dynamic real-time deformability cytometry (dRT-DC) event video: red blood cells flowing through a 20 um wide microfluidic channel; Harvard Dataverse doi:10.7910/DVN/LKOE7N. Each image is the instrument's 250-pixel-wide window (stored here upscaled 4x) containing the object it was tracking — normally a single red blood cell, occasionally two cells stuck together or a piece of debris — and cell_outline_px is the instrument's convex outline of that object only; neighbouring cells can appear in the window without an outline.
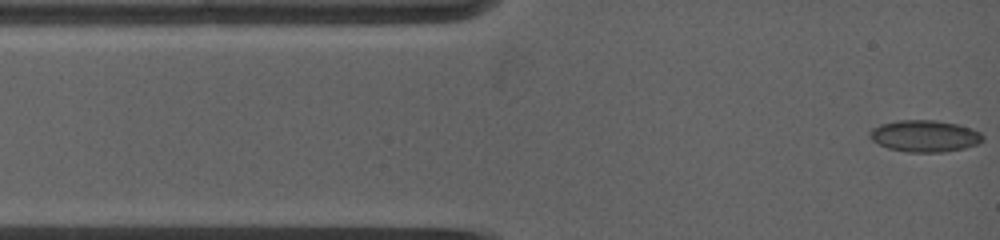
{"species": "common noctule bat (a hibernating species)", "species_latin": "Nyctalus noctula", "temperature_condition": "warm", "stored_images_in_passage": 3, "camera_frame_rate_fps": 5000, "um_per_image_px": 0.085, "animal": {"sex": "female", "body_mass_g": 19.0, "forearm_length_mm": 53.3}, "frame": {"image": 1, "passage_image": 1, "time_ms": 0.0, "image_size_px": [1000, 240], "cell_outline_px": [[984, 140], [976, 144], [964, 148], [944, 152], [908, 152], [888, 148], [872, 140], [868, 136], [868, 132], [872, 128], [880, 124], [896, 120], [936, 120], [956, 124], [972, 128], [980, 132], [984, 136]], "centroid_in_image_um": [78.59, 11.55], "position_along_channel_um": 6.4, "area_um2": 20.98}}